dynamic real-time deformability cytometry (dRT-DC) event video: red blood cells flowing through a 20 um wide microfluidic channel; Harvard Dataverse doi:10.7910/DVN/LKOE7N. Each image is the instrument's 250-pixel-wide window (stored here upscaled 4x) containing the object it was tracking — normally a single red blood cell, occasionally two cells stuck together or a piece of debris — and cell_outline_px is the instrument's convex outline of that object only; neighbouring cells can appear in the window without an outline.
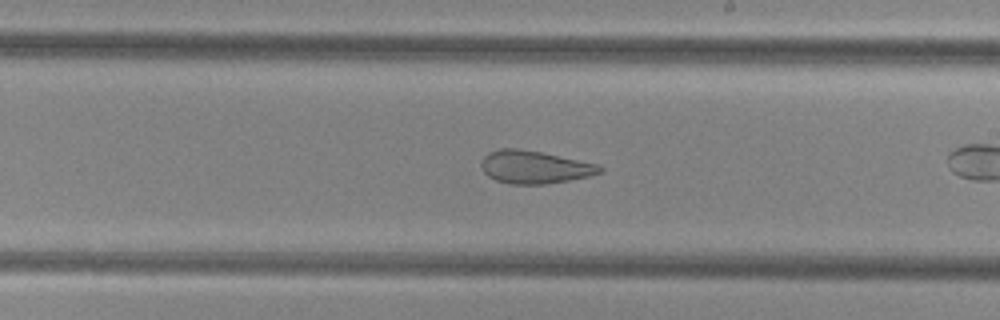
{"species": "common noctule bat (a hibernating species)", "species_latin": "Nyctalus noctula", "temperature_condition": "cold", "stored_images_in_passage": 27, "camera_frame_rate_fps": 3000, "um_per_image_px": 0.085, "animal": {"sex": "female", "body_mass_g": 29.2, "forearm_length_mm": 56.3}, "frame": {"image": 1, "passage_image": 20, "time_ms": 6.333, "image_size_px": [1000, 320], "cell_outline_px": [[604, 172], [588, 176], [548, 184], [512, 184], [496, 180], [488, 176], [484, 172], [480, 164], [480, 160], [488, 152], [500, 148], [516, 148], [540, 152], [600, 164], [604, 168]], "centroid_in_image_um": [45.44, 14.2], "position_along_channel_um": 243.6, "area_um2": 22.77}}
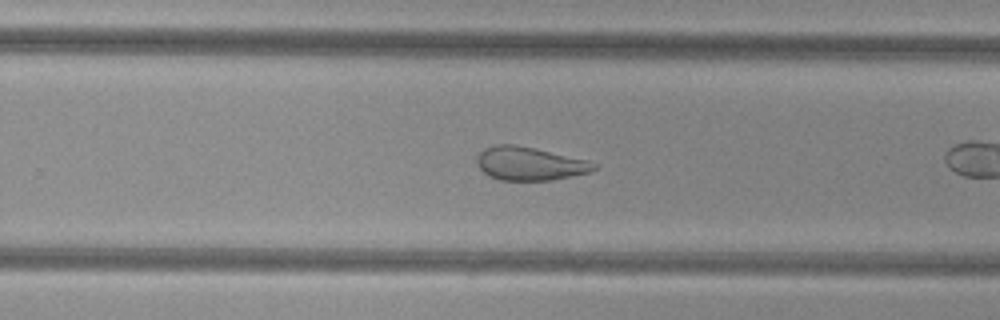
{"frame": {"image": 2, "passage_image": 23, "time_ms": 7.333, "image_size_px": [1000, 320], "cell_outline_px": [[596, 168], [592, 172], [552, 180], [500, 180], [488, 176], [476, 164], [476, 156], [484, 148], [496, 144], [516, 144], [536, 148], [588, 160], [596, 164]], "centroid_in_image_um": [45.01, 13.9], "position_along_channel_um": 284.8, "area_um2": 23.0}}